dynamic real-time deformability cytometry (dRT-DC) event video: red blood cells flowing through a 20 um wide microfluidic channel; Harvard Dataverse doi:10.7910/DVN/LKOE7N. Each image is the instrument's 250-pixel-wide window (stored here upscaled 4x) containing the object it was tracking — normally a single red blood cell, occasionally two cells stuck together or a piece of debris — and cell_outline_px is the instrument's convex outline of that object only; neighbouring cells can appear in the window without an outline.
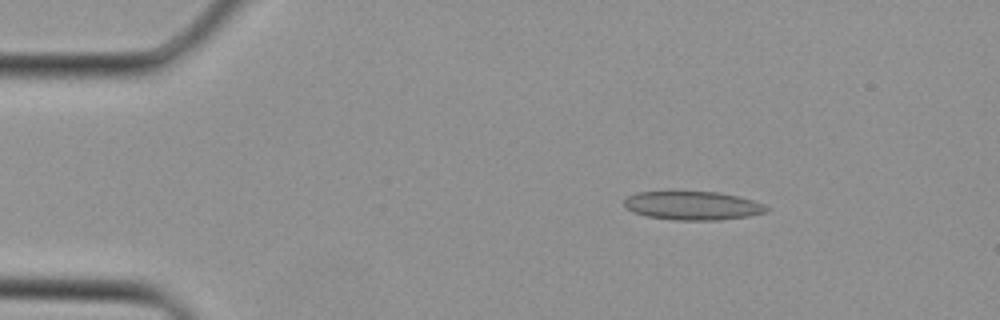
{"species": "Egyptian fruit bat (a non-hibernating species)", "species_latin": "Rousettus aegyptiacus", "temperature_condition": "cold", "stored_images_in_passage": 33, "camera_frame_rate_fps": 3000, "um_per_image_px": 0.085, "animal": {"sex": "female"}, "frame": {"image": 1, "passage_image": 3, "time_ms": 0.667, "image_size_px": [1000, 320], "cell_outline_px": [[772, 208], [764, 212], [748, 216], [720, 220], [676, 220], [648, 216], [632, 212], [624, 208], [624, 200], [628, 196], [636, 192], [668, 188], [672, 188], [720, 192], [740, 196], [764, 204]], "centroid_in_image_um": [58.81, 17.41], "position_along_channel_um": 26.2, "area_um2": 25.09}}
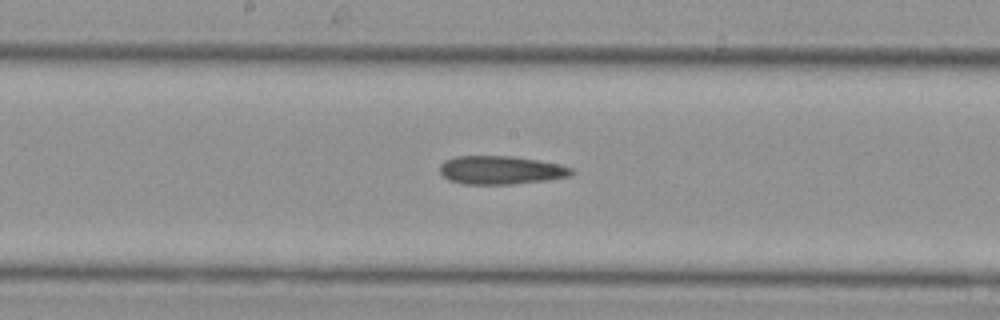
{"frame": {"image": 2, "passage_image": 16, "time_ms": 5.0, "image_size_px": [1000, 320], "cell_outline_px": [[576, 172], [572, 176], [544, 180], [512, 184], [464, 184], [448, 180], [440, 172], [440, 164], [444, 160], [456, 156], [512, 156], [560, 164], [572, 168]], "centroid_in_image_um": [42.57, 14.46], "position_along_channel_um": 205.6, "area_um2": 21.85}}
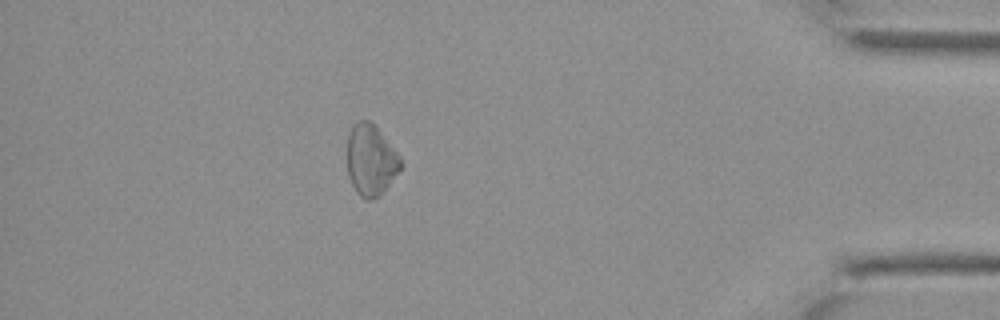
{"frame": {"image": 3, "passage_image": 29, "time_ms": 9.333, "image_size_px": [1000, 320], "cell_outline_px": [[404, 164], [384, 192], [380, 196], [372, 200], [364, 200], [356, 192], [348, 176], [348, 132], [352, 124], [356, 120], [368, 120], [380, 132], [400, 156]], "centroid_in_image_um": [31.52, 13.64], "position_along_channel_um": 403.7, "area_um2": 22.31}}